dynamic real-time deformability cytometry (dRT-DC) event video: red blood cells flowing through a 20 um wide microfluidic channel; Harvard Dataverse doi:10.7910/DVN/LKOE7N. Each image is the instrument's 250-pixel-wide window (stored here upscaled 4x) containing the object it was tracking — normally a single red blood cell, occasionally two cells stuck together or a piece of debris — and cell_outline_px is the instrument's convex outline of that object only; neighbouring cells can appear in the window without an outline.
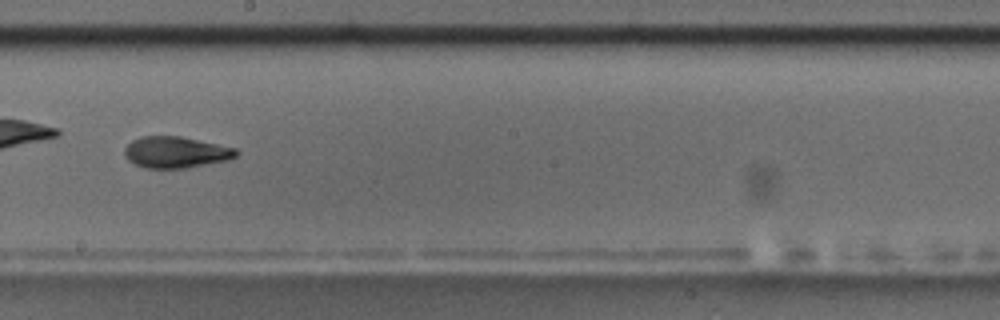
{"species": "common noctule bat (a hibernating species)", "species_latin": "Nyctalus noctula", "temperature_condition": "room temperature", "stored_images_in_passage": 54, "camera_frame_rate_fps": 3000, "um_per_image_px": 0.085, "animal": {"sex": "male", "body_mass_g": 17.5, "forearm_length_mm": 52.3}, "frame": {"image": 1, "passage_image": 31, "time_ms": 10.0, "image_size_px": [1000, 320], "cell_outline_px": [[240, 152], [236, 156], [228, 160], [184, 168], [144, 168], [128, 160], [124, 156], [124, 148], [132, 140], [140, 136], [180, 136], [236, 148]], "centroid_in_image_um": [14.93, 12.94], "position_along_channel_um": 233.3, "area_um2": 20.4}, "authors_computed_cell_mechanics": {"area_um2": 20.1722, "velocity_mm_per_s": 3.576, "shape_relaxation_time_tau1_ms": 3.9082, "shape_relaxation_time_tau2_ms": 1.8297, "deformation_change_tau1": 0.1695, "deformation_change_tau2": 0.0898}}